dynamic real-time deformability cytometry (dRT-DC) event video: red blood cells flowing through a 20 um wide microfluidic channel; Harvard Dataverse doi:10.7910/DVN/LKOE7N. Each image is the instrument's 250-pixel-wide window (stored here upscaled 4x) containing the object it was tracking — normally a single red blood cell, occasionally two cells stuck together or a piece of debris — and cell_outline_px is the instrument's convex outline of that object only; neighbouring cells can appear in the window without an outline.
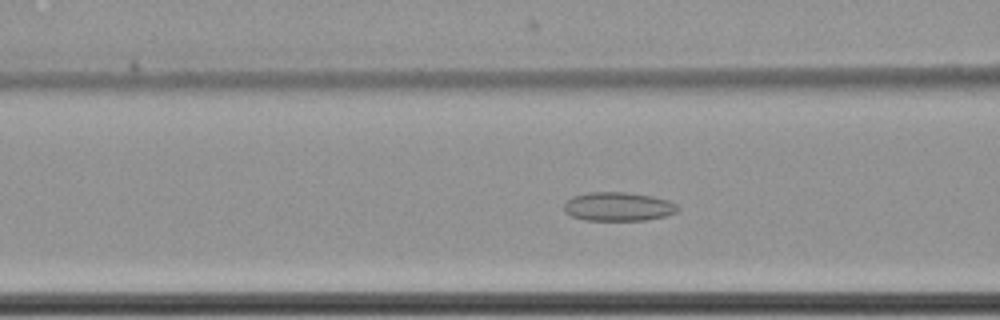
{"species": "common noctule bat (a hibernating species)", "species_latin": "Nyctalus noctula", "temperature_condition": "cold", "stored_images_in_passage": 51, "camera_frame_rate_fps": 3000, "um_per_image_px": 0.085, "animal": {"sex": "female", "body_mass_g": 22.7, "forearm_length_mm": 54.2}, "frame": {"image": 1, "passage_image": 16, "time_ms": 5.0, "image_size_px": [1000, 320], "cell_outline_px": [[680, 208], [676, 212], [664, 216], [644, 220], [584, 220], [572, 216], [564, 212], [564, 204], [572, 196], [588, 192], [624, 192], [652, 196], [668, 200], [676, 204]], "centroid_in_image_um": [52.53, 17.56], "position_along_channel_um": 114.1, "area_um2": 19.07}}
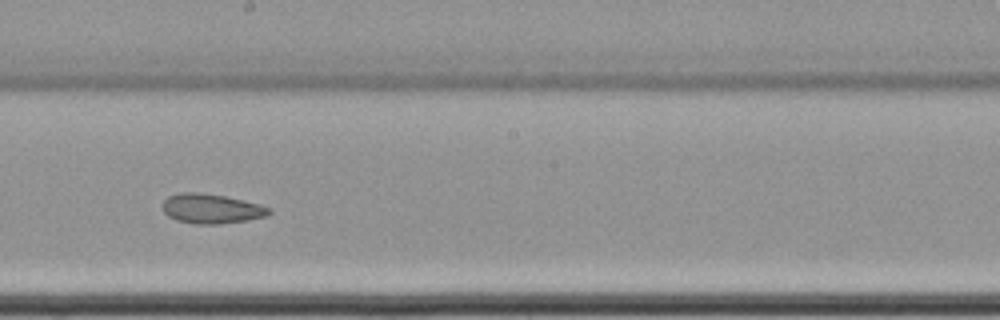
{"frame": {"image": 2, "passage_image": 26, "time_ms": 8.333, "image_size_px": [1000, 320], "cell_outline_px": [[272, 212], [268, 216], [220, 224], [192, 224], [176, 220], [168, 216], [164, 212], [164, 200], [168, 196], [180, 192], [200, 192], [224, 196], [244, 200], [260, 204], [268, 208]], "centroid_in_image_um": [17.96, 17.73], "position_along_channel_um": 230.2, "area_um2": 18.38}}
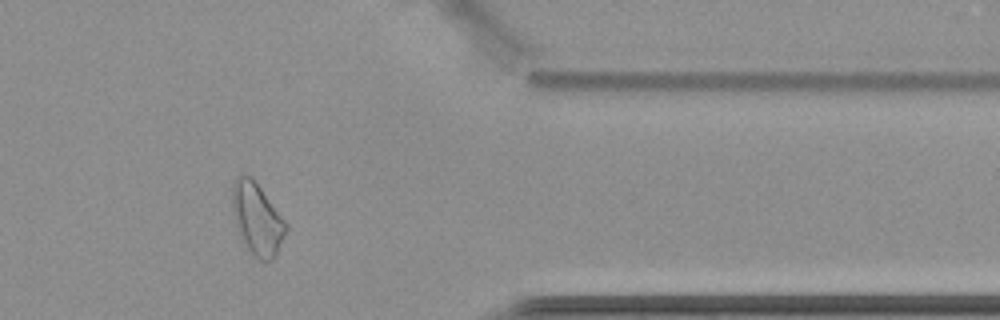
{"frame": {"image": 3, "passage_image": 41, "time_ms": 13.333, "image_size_px": [1000, 320], "cell_outline_px": [[288, 228], [272, 260], [260, 260], [252, 256], [248, 252], [240, 236], [236, 224], [232, 208], [232, 184], [236, 176], [240, 172], [244, 172], [252, 176], [256, 180], [288, 224]], "centroid_in_image_um": [21.83, 18.54], "position_along_channel_um": 389.6, "area_um2": 22.89}, "authors_computed_cell_mechanics": {"area_um2": 20.1722, "velocity_mm_per_s": 3.4869, "shape_relaxation_time_tau1_ms": null, "shape_relaxation_time_tau2_ms": 2.7455, "deformation_change_tau1": null, "deformation_change_tau2": 0.0884}}